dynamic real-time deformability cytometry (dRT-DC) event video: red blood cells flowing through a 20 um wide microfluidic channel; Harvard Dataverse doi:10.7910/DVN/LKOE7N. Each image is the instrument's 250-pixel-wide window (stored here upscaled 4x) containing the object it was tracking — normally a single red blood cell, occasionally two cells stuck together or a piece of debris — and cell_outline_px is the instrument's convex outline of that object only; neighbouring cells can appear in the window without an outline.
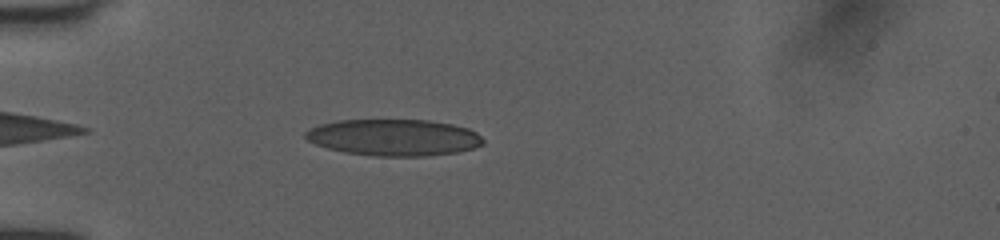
{"species": "human", "species_latin": "Homo sapiens", "temperature_condition": "room temperature", "stored_images_in_passage": 39, "camera_frame_rate_fps": 3000, "um_per_image_px": 0.085, "donor": {"sex": "female"}, "frame": {"image": 1, "passage_image": 3, "time_ms": 0.667, "image_size_px": [1000, 240], "cell_outline_px": [[484, 144], [472, 148], [456, 152], [424, 156], [376, 156], [344, 152], [328, 148], [316, 144], [308, 140], [304, 136], [304, 132], [320, 124], [340, 120], [428, 120], [452, 124], [468, 128], [476, 132], [484, 140]], "centroid_in_image_um": [33.48, 11.68], "position_along_channel_um": 51.5, "area_um2": 37.69}}
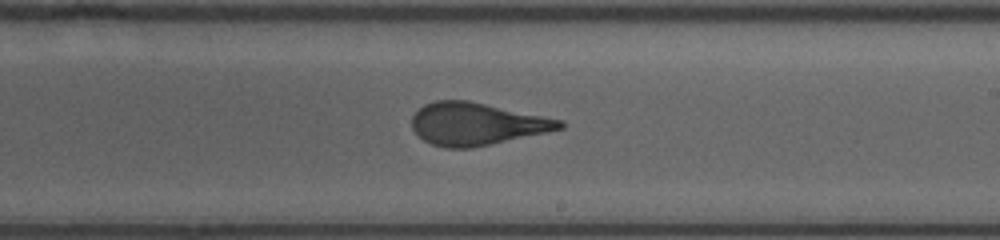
{"frame": {"image": 2, "passage_image": 19, "time_ms": 6.0, "image_size_px": [1000, 240], "cell_outline_px": [[564, 128], [472, 148], [444, 148], [432, 144], [424, 140], [412, 128], [412, 116], [424, 104], [436, 100], [468, 100], [560, 120], [564, 124]], "centroid_in_image_um": [40.45, 10.53], "position_along_channel_um": 248.5, "area_um2": 36.01}}
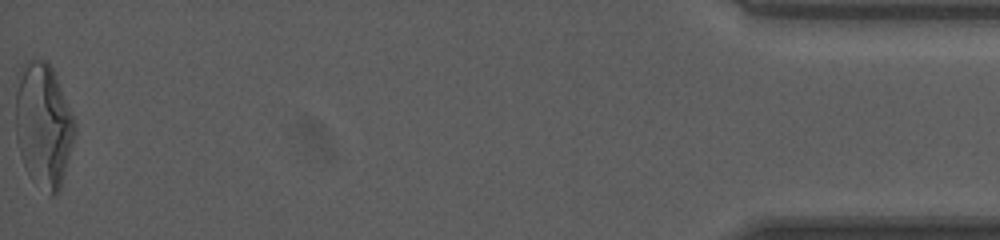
{"frame": {"image": 3, "passage_image": 39, "time_ms": 12.667, "image_size_px": [1000, 240], "cell_outline_px": [[76, 132], [60, 192], [56, 196], [48, 196], [24, 164], [20, 156], [16, 140], [16, 92], [20, 64], [32, 56], [40, 56], [48, 60], [52, 68], [76, 124]], "centroid_in_image_um": [3.69, 10.57], "position_along_channel_um": 431.5, "area_um2": 43.23}, "authors_computed_cell_mechanics": {"area_um2": 37.1076, "velocity_mm_per_s": 4.0703, "shape_relaxation_time_tau1_ms": 7.9318, "shape_relaxation_time_tau2_ms": 0.9288, "deformation_change_tau1": 0.2777, "deformation_change_tau2": 0.0885}}